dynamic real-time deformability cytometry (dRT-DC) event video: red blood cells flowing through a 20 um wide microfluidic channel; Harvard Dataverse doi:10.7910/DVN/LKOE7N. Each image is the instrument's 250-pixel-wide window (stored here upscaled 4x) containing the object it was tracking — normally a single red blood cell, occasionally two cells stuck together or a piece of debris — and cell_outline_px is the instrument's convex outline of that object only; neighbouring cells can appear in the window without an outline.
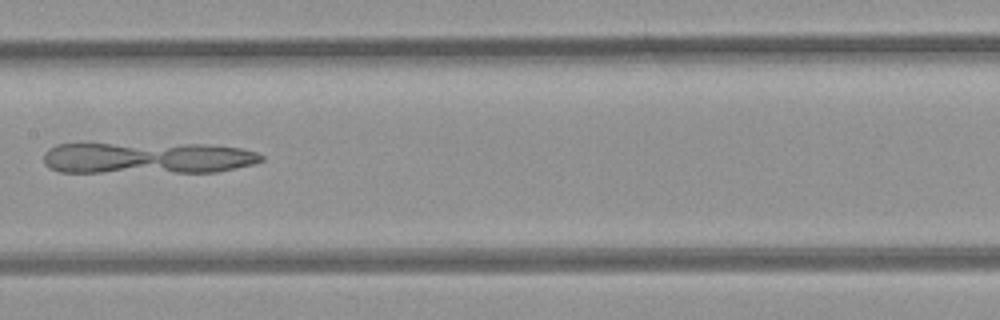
{"species": "common noctule bat (a hibernating species)", "species_latin": "Nyctalus noctula", "temperature_condition": "room temperature", "stored_images_in_passage": 7, "camera_frame_rate_fps": 3000, "um_per_image_px": 0.085, "animal": {"sex": "female", "body_mass_g": 21.9}, "frame": {"image": 1, "passage_image": 6, "time_ms": 1.667, "image_size_px": [1000, 320], "cell_outline_px": [[264, 160], [256, 164], [216, 172], [60, 172], [48, 168], [44, 164], [44, 152], [48, 148], [56, 144], [204, 144], [240, 148], [256, 152], [264, 156]], "centroid_in_image_um": [12.54, 13.43], "position_along_channel_um": 194.9, "area_um2": 40.34}}
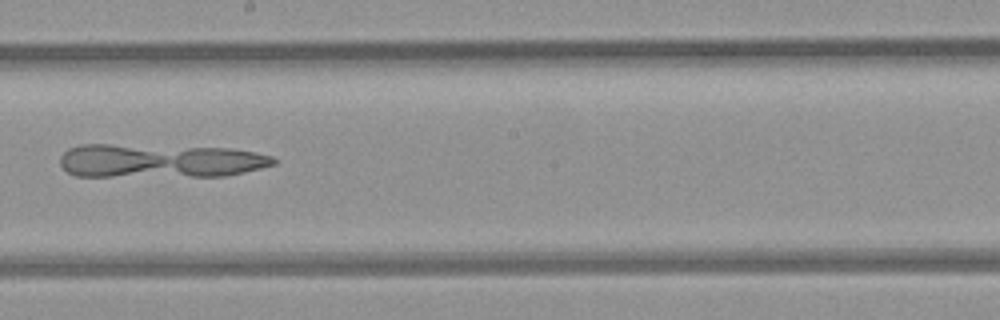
{"frame": {"image": 2, "passage_image": 7, "time_ms": 2.0, "image_size_px": [1000, 320], "cell_outline_px": [[276, 164], [244, 172], [224, 176], [76, 176], [68, 172], [60, 164], [60, 156], [68, 148], [80, 144], [108, 144], [228, 148], [252, 152], [272, 156], [276, 160]], "centroid_in_image_um": [13.55, 13.67], "position_along_channel_um": 234.7, "area_um2": 41.96}}